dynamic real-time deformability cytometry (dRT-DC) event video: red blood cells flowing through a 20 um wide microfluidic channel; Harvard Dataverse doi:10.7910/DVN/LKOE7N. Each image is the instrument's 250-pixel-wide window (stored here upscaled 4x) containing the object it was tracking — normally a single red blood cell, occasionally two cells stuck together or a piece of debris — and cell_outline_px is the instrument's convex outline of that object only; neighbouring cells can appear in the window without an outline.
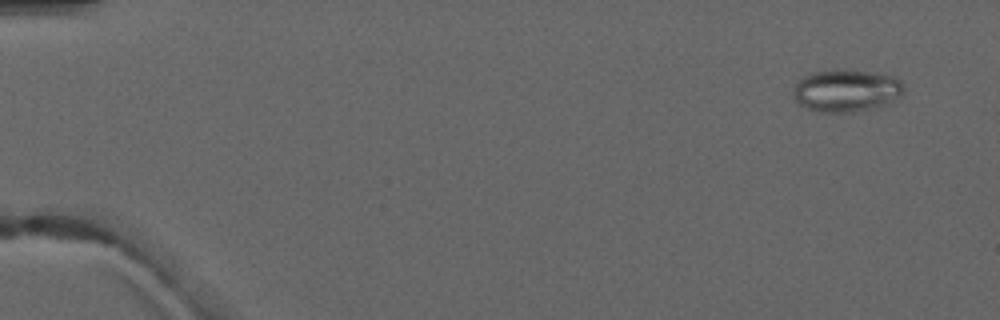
{"species": "common noctule bat (a hibernating species)", "species_latin": "Nyctalus noctula", "temperature_condition": "warm", "stored_images_in_passage": 4, "camera_frame_rate_fps": 3000, "um_per_image_px": 0.085, "animal": {"sex": "male", "forearm_length_mm": 52.5}, "frame": {"image": 1, "passage_image": 2, "time_ms": 1.0, "image_size_px": [1000, 320], "cell_outline_px": [[904, 92], [900, 96], [888, 104], [880, 108], [852, 112], [820, 112], [808, 108], [800, 104], [796, 100], [792, 92], [796, 84], [804, 76], [812, 72], [836, 68], [896, 76], [904, 84]], "centroid_in_image_um": [71.98, 7.7], "position_along_channel_um": 13.0, "area_um2": 27.63}}